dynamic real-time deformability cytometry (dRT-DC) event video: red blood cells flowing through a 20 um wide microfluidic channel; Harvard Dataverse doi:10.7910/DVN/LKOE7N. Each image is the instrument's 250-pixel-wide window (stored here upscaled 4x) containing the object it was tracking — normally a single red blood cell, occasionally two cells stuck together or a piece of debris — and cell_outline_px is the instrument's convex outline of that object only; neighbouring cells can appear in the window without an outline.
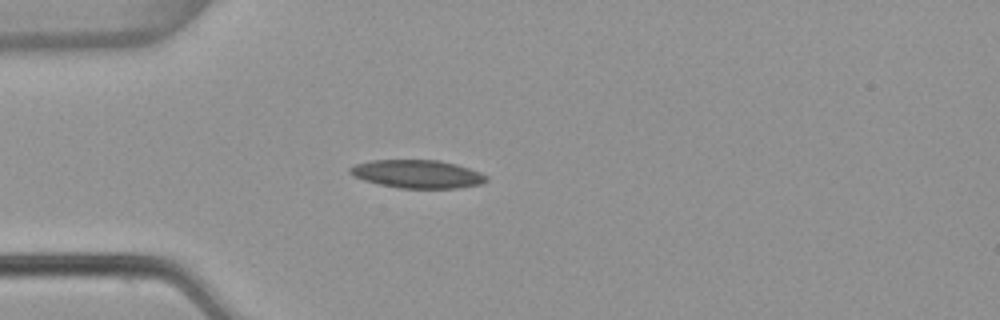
{"species": "common noctule bat (a hibernating species)", "species_latin": "Nyctalus noctula", "temperature_condition": "warm", "stored_images_in_passage": 3, "camera_frame_rate_fps": 3000, "um_per_image_px": 0.085, "animal": {"sex": "female", "body_mass_g": 22.7, "forearm_length_mm": 54.2}, "frame": {"image": 1, "passage_image": 3, "time_ms": 0.667, "image_size_px": [1000, 320], "cell_outline_px": [[488, 180], [480, 184], [456, 188], [400, 188], [380, 184], [364, 180], [352, 176], [348, 172], [348, 168], [356, 164], [372, 160], [436, 160], [456, 164], [480, 172], [488, 176]], "centroid_in_image_um": [35.46, 14.79], "position_along_channel_um": 49.5, "area_um2": 22.31}}